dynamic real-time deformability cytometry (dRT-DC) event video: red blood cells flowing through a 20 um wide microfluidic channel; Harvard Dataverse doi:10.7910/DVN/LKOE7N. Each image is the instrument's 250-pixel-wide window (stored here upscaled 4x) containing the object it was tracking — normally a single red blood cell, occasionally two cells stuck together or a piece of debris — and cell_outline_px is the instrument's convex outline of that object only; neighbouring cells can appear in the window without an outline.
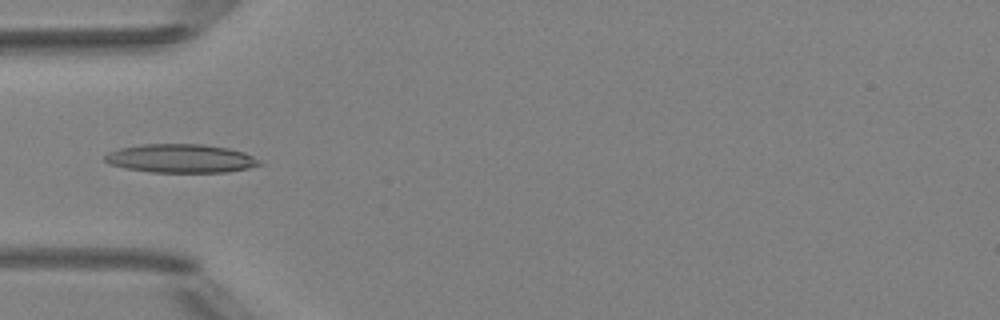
{"species": "Egyptian fruit bat (a non-hibernating species)", "species_latin": "Rousettus aegyptiacus", "temperature_condition": "room temperature", "stored_images_in_passage": 4, "camera_frame_rate_fps": 3000, "um_per_image_px": 0.085, "animal": {"sex": "female"}, "frame": {"image": 1, "passage_image": 3, "time_ms": 2.333, "image_size_px": [1000, 320], "cell_outline_px": [[264, 164], [248, 168], [228, 172], [152, 172], [124, 168], [108, 164], [104, 160], [104, 156], [108, 152], [120, 148], [140, 144], [204, 144], [228, 148], [244, 152], [260, 160]], "centroid_in_image_um": [15.36, 13.47], "position_along_channel_um": 69.6, "area_um2": 25.95}}
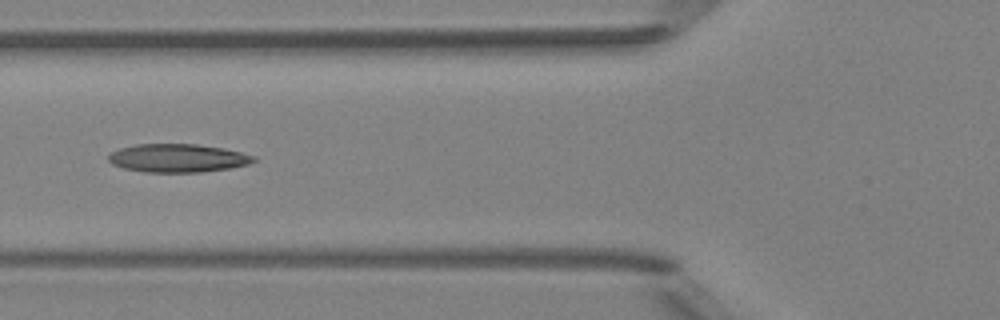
{"frame": {"image": 2, "passage_image": 4, "time_ms": 3.333, "image_size_px": [1000, 320], "cell_outline_px": [[256, 160], [248, 164], [228, 168], [200, 172], [144, 172], [124, 168], [112, 164], [108, 160], [108, 156], [112, 152], [120, 148], [136, 144], [196, 144], [224, 148], [256, 156]], "centroid_in_image_um": [15.1, 13.43], "position_along_channel_um": 110.7, "area_um2": 23.87}}